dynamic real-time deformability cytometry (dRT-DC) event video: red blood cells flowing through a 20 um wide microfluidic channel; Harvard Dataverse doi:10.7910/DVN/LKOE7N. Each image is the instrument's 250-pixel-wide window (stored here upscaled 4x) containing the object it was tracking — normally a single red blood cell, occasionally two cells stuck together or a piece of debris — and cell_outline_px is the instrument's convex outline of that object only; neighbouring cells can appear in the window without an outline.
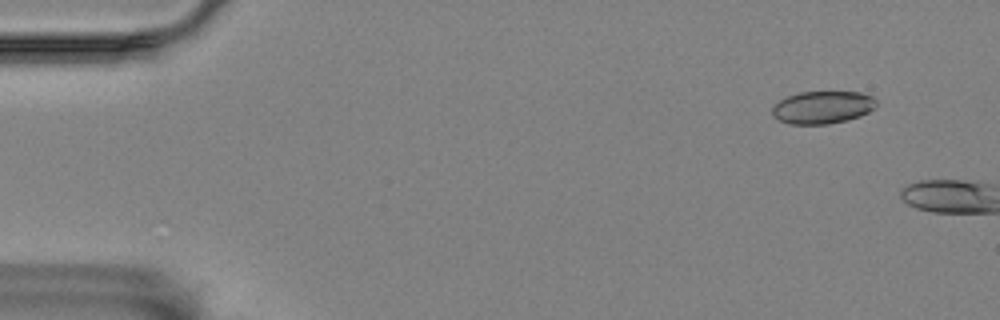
{"species": "Egyptian fruit bat (a non-hibernating species)", "species_latin": "Rousettus aegyptiacus", "temperature_condition": "room temperature", "stored_images_in_passage": 2, "camera_frame_rate_fps": 3000, "um_per_image_px": 0.085, "animal": {"sex": "female"}, "frame": {"image": 1, "passage_image": 1, "time_ms": 0.0, "image_size_px": [1000, 320], "cell_outline_px": [[876, 104], [868, 112], [860, 116], [848, 120], [828, 124], [792, 124], [780, 120], [772, 116], [772, 108], [780, 100], [788, 96], [800, 92], [860, 92], [872, 96], [876, 100]], "centroid_in_image_um": [69.92, 9.12], "position_along_channel_um": 15.1, "area_um2": 19.65}}